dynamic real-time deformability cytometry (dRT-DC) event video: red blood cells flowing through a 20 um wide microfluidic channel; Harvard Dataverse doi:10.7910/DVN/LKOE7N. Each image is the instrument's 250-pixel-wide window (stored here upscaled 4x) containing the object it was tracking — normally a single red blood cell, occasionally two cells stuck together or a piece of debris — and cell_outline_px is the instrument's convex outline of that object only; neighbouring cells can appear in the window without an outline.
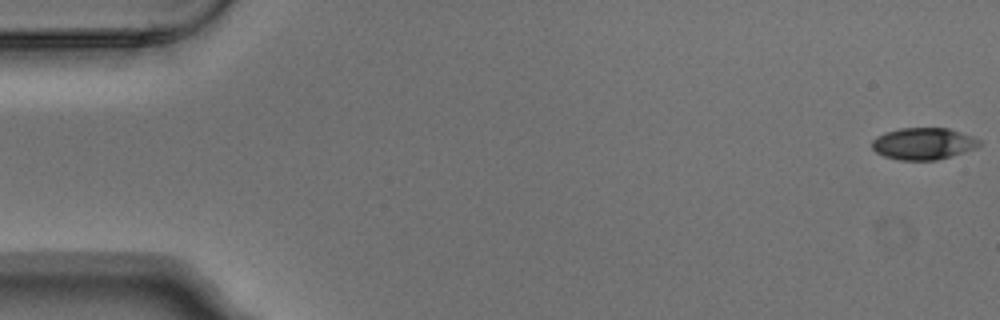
{"species": "Egyptian fruit bat (a non-hibernating species)", "species_latin": "Rousettus aegyptiacus", "temperature_condition": "warm", "stored_images_in_passage": 6, "camera_frame_rate_fps": 3000, "um_per_image_px": 0.085, "animal": {"sex": "male"}, "frame": {"image": 1, "passage_image": 1, "time_ms": 0.0, "image_size_px": [1000, 320], "cell_outline_px": [[980, 144], [976, 148], [936, 160], [900, 160], [884, 156], [876, 152], [872, 148], [872, 140], [876, 136], [884, 132], [900, 128], [948, 128], [972, 136], [980, 140]], "centroid_in_image_um": [78.45, 12.2], "position_along_channel_um": 6.6, "area_um2": 19.83}}
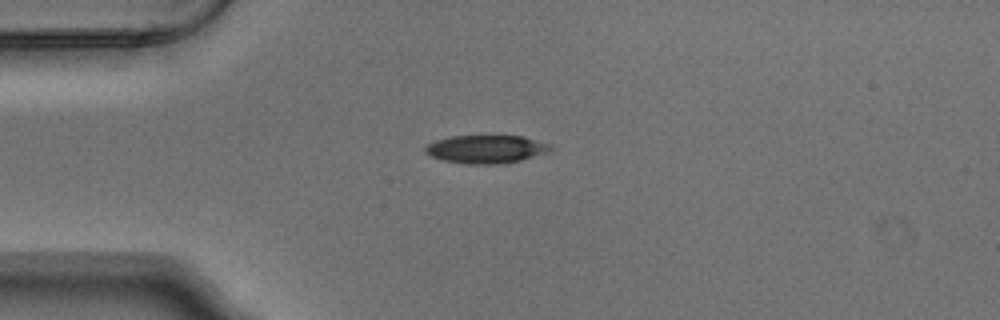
{"frame": {"image": 2, "passage_image": 4, "time_ms": 1.0, "image_size_px": [1000, 320], "cell_outline_px": [[552, 148], [544, 152], [520, 160], [500, 164], [468, 164], [444, 160], [432, 156], [424, 152], [424, 148], [428, 144], [436, 140], [452, 136], [524, 136], [548, 144]], "centroid_in_image_um": [41.26, 12.67], "position_along_channel_um": 43.7, "area_um2": 20.11}}
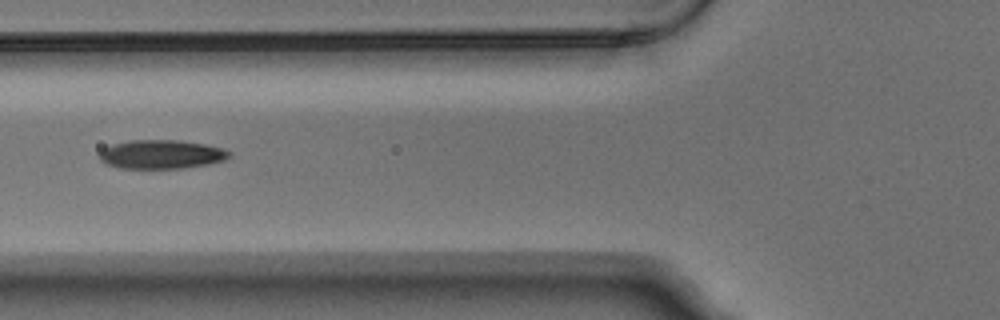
{"frame": {"image": 3, "passage_image": 6, "time_ms": 1.667, "image_size_px": [1000, 320], "cell_outline_px": [[232, 156], [224, 160], [208, 164], [184, 168], [120, 168], [104, 164], [100, 160], [100, 152], [104, 148], [112, 144], [132, 140], [176, 140], [204, 144], [224, 148], [232, 152]], "centroid_in_image_um": [13.74, 13.12], "position_along_channel_um": 112.1, "area_um2": 21.91}}